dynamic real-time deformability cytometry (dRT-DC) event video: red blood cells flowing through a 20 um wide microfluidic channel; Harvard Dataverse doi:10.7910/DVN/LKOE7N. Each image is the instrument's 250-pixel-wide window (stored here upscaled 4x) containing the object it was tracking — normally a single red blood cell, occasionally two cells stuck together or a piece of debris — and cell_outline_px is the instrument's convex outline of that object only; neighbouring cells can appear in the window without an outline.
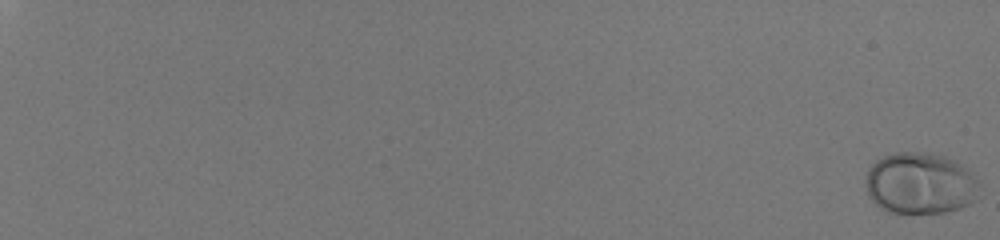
{"species": "human", "species_latin": "Homo sapiens", "temperature_condition": "room temperature", "stored_images_in_passage": 58, "camera_frame_rate_fps": 3000, "um_per_image_px": 0.085, "donor": {"sex": "male"}, "frame": {"image": 1, "passage_image": 1, "time_ms": 0.0, "image_size_px": [1000, 240], "cell_outline_px": [[980, 196], [976, 200], [960, 208], [944, 212], [888, 212], [880, 208], [868, 196], [868, 168], [876, 160], [884, 156], [896, 152], [920, 152], [944, 156], [956, 160], [968, 168], [980, 180]], "centroid_in_image_um": [78.29, 15.58], "position_along_channel_um": 6.7, "area_um2": 40.98}}
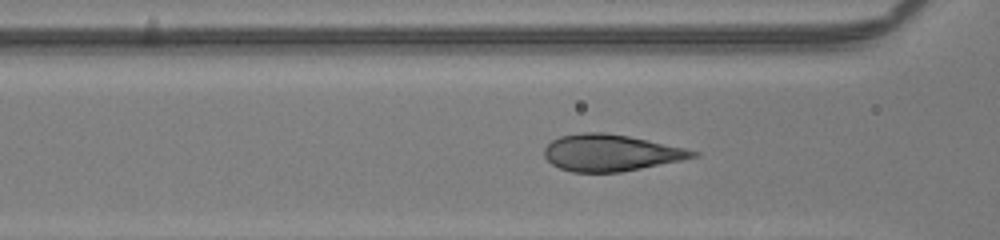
{"frame": {"image": 2, "passage_image": 31, "time_ms": 10.0, "image_size_px": [1000, 240], "cell_outline_px": [[700, 152], [696, 156], [680, 160], [620, 172], [572, 172], [560, 168], [552, 164], [544, 156], [544, 148], [552, 140], [560, 136], [580, 132], [604, 132], [628, 136], [648, 140], [684, 148]], "centroid_in_image_um": [51.86, 12.98], "position_along_channel_um": 114.7, "area_um2": 31.39}}
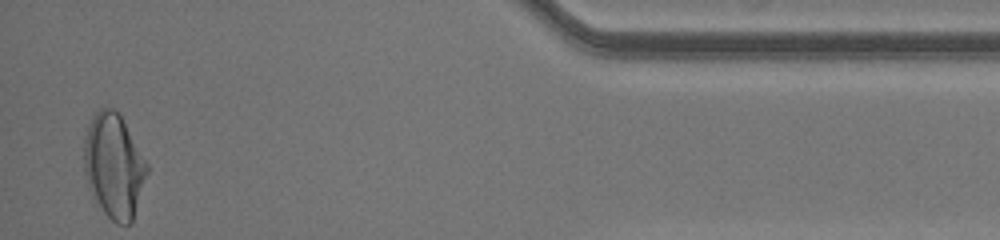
{"frame": {"image": 3, "passage_image": 57, "time_ms": 18.667, "image_size_px": [1000, 240], "cell_outline_px": [[148, 172], [132, 224], [116, 224], [104, 212], [92, 196], [88, 188], [84, 172], [84, 136], [88, 124], [92, 116], [100, 108], [112, 108], [120, 112], [148, 164]], "centroid_in_image_um": [9.68, 14.08], "position_along_channel_um": 425.5, "area_um2": 38.78}}